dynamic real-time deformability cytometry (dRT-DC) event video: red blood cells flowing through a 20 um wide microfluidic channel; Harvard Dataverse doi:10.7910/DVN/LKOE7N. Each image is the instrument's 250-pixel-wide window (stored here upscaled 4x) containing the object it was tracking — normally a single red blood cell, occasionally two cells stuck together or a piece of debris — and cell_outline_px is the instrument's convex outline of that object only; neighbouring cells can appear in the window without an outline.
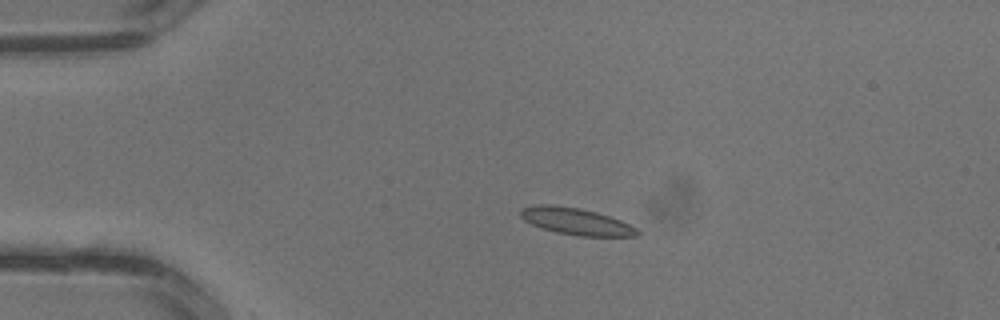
{"species": "common noctule bat (a hibernating species)", "species_latin": "Nyctalus noctula", "temperature_condition": "warm", "stored_images_in_passage": 4, "camera_frame_rate_fps": 3000, "um_per_image_px": 0.085, "animal": {"sex": "male", "body_mass_g": 13.3}, "frame": {"image": 1, "passage_image": 3, "time_ms": 0.667, "image_size_px": [1000, 320], "cell_outline_px": [[640, 232], [636, 236], [580, 236], [556, 232], [532, 224], [524, 220], [520, 216], [520, 208], [540, 204], [548, 204], [580, 208], [596, 212], [620, 220], [636, 228]], "centroid_in_image_um": [48.94, 18.81], "position_along_channel_um": 36.1, "area_um2": 18.03}}
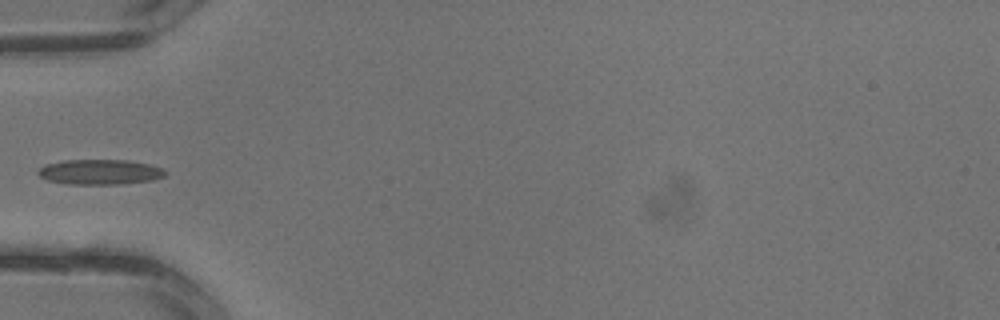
{"frame": {"image": 2, "passage_image": 4, "time_ms": 1.0, "image_size_px": [1000, 320], "cell_outline_px": [[168, 172], [164, 176], [152, 180], [120, 184], [68, 184], [48, 180], [40, 176], [36, 172], [44, 164], [64, 160], [128, 160], [148, 164], [164, 168]], "centroid_in_image_um": [8.5, 14.61], "position_along_channel_um": 76.5, "area_um2": 18.67}}